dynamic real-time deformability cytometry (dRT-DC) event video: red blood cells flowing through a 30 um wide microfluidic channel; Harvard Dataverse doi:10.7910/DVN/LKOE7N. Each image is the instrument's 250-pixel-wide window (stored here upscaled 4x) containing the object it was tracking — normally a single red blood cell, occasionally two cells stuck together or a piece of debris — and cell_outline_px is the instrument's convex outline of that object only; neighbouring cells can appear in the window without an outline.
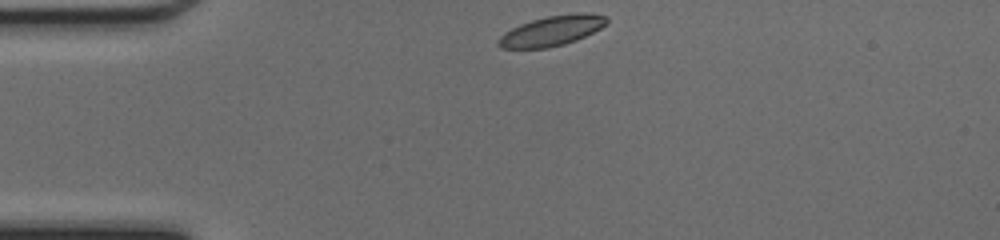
{"species": "common noctule bat (a hibernating species)", "species_latin": "Nyctalus noctula", "temperature_condition": "cold", "stored_images_in_passage": 38, "camera_frame_rate_fps": 3000, "um_per_image_px": 0.085, "animal": {"sex": "female", "body_mass_g": 17.0, "forearm_length_mm": 48.0}, "frame": {"image": 1, "passage_image": 1, "time_ms": 0.0, "image_size_px": [1000, 240], "cell_outline_px": [[608, 24], [576, 40], [564, 44], [548, 48], [500, 48], [496, 44], [496, 40], [504, 32], [520, 24], [532, 20], [548, 16], [580, 12], [608, 16]], "centroid_in_image_um": [46.88, 2.62], "position_along_channel_um": 38.1, "area_um2": 18.96}}
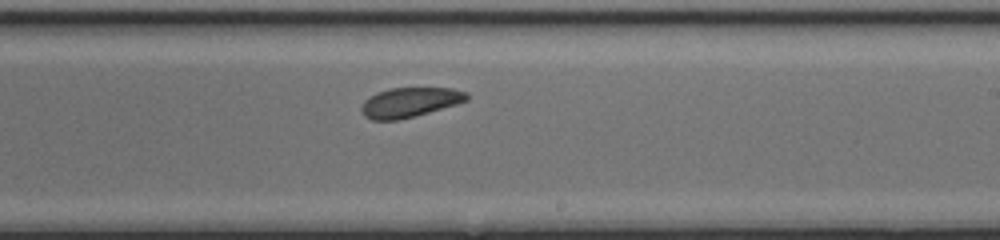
{"frame": {"image": 2, "passage_image": 19, "time_ms": 6.0, "image_size_px": [1000, 240], "cell_outline_px": [[468, 100], [456, 104], [400, 120], [372, 120], [364, 116], [360, 108], [364, 100], [376, 92], [388, 88], [452, 88], [468, 92]], "centroid_in_image_um": [34.8, 8.69], "position_along_channel_um": 254.2, "area_um2": 18.26}}
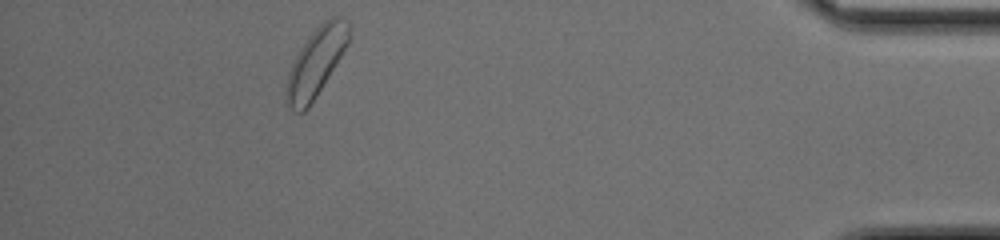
{"frame": {"image": 3, "passage_image": 34, "time_ms": 11.0, "image_size_px": [1000, 240], "cell_outline_px": [[352, 40], [316, 96], [308, 108], [304, 112], [292, 112], [284, 104], [284, 92], [288, 72], [300, 48], [308, 36], [324, 20], [332, 16], [336, 16], [348, 20]], "centroid_in_image_um": [26.85, 5.32], "position_along_channel_um": 408.3, "area_um2": 25.55}, "authors_computed_cell_mechanics": {"area_um2": 19.4786, "velocity_mm_per_s": 4.1993, "shape_relaxation_time_tau1_ms": 0.8269, "shape_relaxation_time_tau2_ms": 2.7662, "deformation_change_tau1": 0.0802, "deformation_change_tau2": 0.0845}}